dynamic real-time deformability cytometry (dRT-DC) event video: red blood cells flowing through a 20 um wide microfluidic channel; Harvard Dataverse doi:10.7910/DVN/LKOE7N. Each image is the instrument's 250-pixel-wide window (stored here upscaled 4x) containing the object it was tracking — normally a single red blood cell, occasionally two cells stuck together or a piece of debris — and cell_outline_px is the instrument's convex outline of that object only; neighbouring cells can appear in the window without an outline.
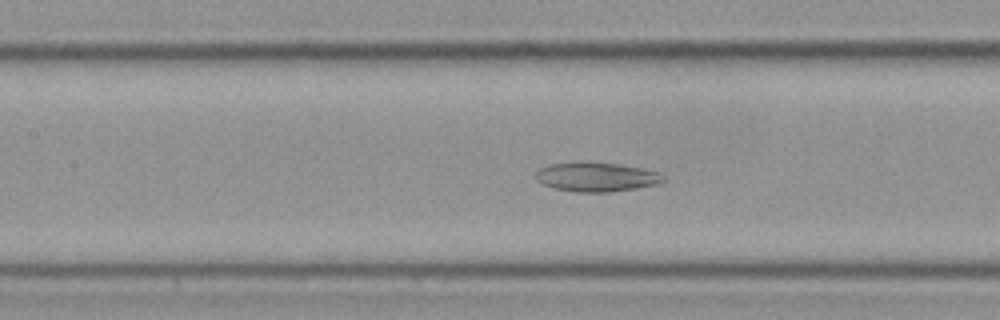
{"species": "Egyptian fruit bat (a non-hibernating species)", "species_latin": "Rousettus aegyptiacus", "temperature_condition": "cold", "stored_images_in_passage": 51, "camera_frame_rate_fps": 3000, "um_per_image_px": 0.085, "frame": {"image": 1, "passage_image": 20, "time_ms": 6.333, "image_size_px": [1000, 320], "cell_outline_px": [[664, 180], [656, 184], [636, 188], [608, 192], [576, 192], [552, 188], [540, 184], [536, 180], [536, 172], [540, 168], [552, 164], [588, 160], [592, 160], [620, 164], [640, 168], [656, 172], [664, 176]], "centroid_in_image_um": [50.62, 15.02], "position_along_channel_um": 156.8, "area_um2": 22.02}}
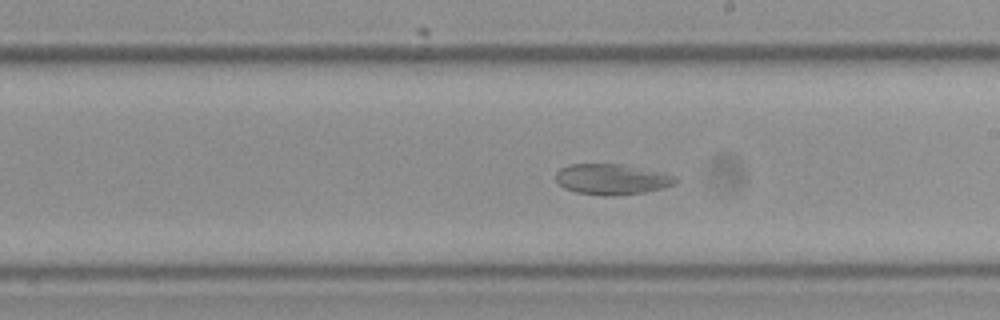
{"frame": {"image": 2, "passage_image": 27, "time_ms": 8.667, "image_size_px": [1000, 320], "cell_outline_px": [[680, 180], [676, 184], [644, 192], [612, 196], [604, 196], [576, 192], [564, 188], [556, 180], [556, 172], [560, 168], [568, 164], [624, 164], [676, 176]], "centroid_in_image_um": [52.0, 15.23], "position_along_channel_um": 237.0, "area_um2": 21.39}}
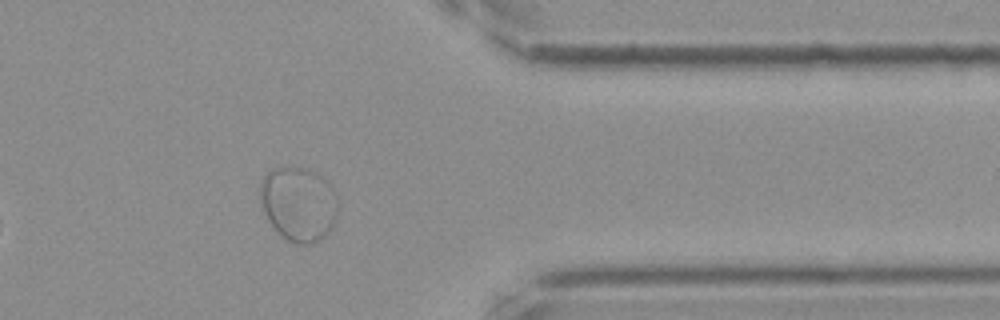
{"frame": {"image": 3, "passage_image": 41, "time_ms": 13.333, "image_size_px": [1000, 320], "cell_outline_px": [[336, 220], [328, 232], [320, 240], [312, 244], [296, 244], [288, 240], [268, 220], [264, 212], [260, 200], [260, 180], [272, 168], [308, 168], [332, 184], [336, 192]], "centroid_in_image_um": [25.39, 17.32], "position_along_channel_um": 386.0, "area_um2": 33.58}}